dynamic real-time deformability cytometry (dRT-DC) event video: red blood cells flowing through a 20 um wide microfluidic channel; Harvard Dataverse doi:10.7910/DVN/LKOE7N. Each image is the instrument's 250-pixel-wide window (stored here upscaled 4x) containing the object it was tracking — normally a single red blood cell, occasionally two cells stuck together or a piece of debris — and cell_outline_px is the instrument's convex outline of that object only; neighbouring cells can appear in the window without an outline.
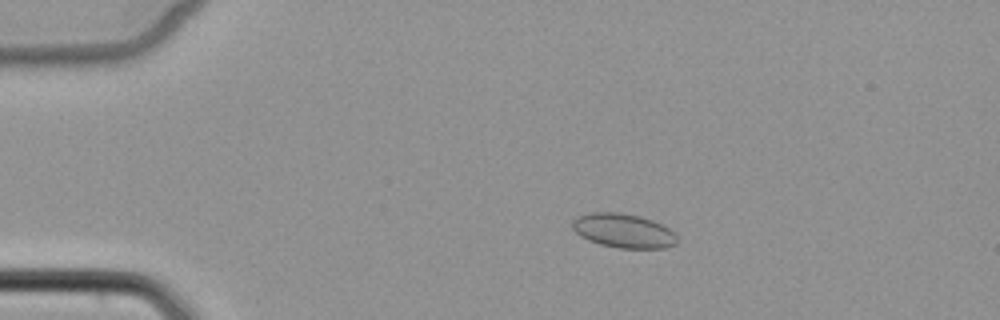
{"species": "common noctule bat (a hibernating species)", "species_latin": "Nyctalus noctula", "temperature_condition": "cold", "stored_images_in_passage": 5, "camera_frame_rate_fps": 3000, "um_per_image_px": 0.085, "animal": {"sex": "female", "body_mass_g": 22.7, "forearm_length_mm": 54.2}, "frame": {"image": 1, "passage_image": 2, "time_ms": 1.0, "image_size_px": [1000, 320], "cell_outline_px": [[676, 244], [668, 248], [620, 248], [600, 244], [588, 240], [580, 236], [572, 228], [572, 220], [580, 216], [592, 212], [620, 212], [640, 216], [652, 220], [668, 228], [676, 236]], "centroid_in_image_um": [52.98, 19.61], "position_along_channel_um": 32.0, "area_um2": 20.75}}
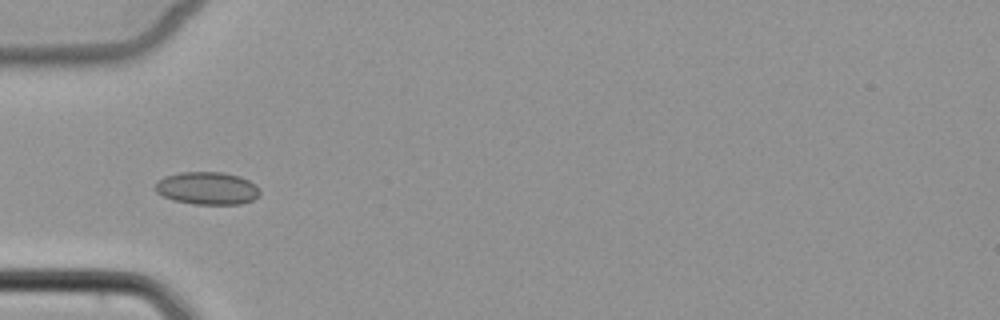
{"frame": {"image": 2, "passage_image": 4, "time_ms": 3.333, "image_size_px": [1000, 320], "cell_outline_px": [[260, 192], [252, 200], [240, 204], [196, 204], [176, 200], [164, 196], [156, 192], [152, 188], [156, 180], [164, 176], [180, 172], [224, 172], [240, 176], [256, 184]], "centroid_in_image_um": [17.57, 15.98], "position_along_channel_um": 67.4, "area_um2": 20.0}}
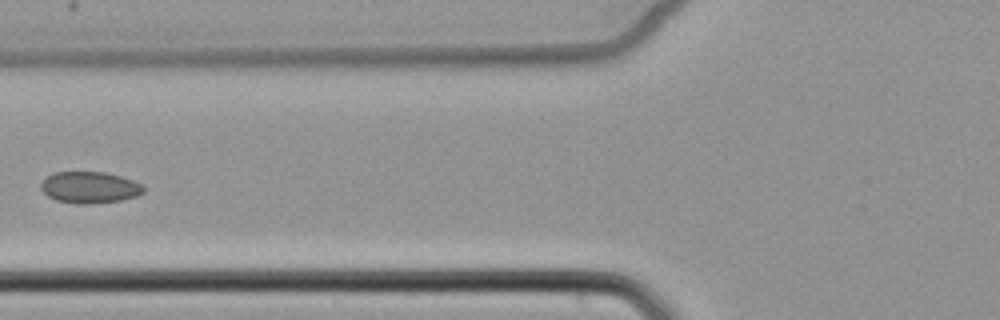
{"frame": {"image": 3, "passage_image": 5, "time_ms": 4.667, "image_size_px": [1000, 320], "cell_outline_px": [[144, 192], [136, 196], [120, 200], [88, 204], [80, 204], [56, 200], [48, 196], [40, 188], [40, 184], [48, 176], [56, 172], [104, 172], [120, 176], [144, 184]], "centroid_in_image_um": [7.64, 15.93], "position_along_channel_um": 118.2, "area_um2": 18.73}}